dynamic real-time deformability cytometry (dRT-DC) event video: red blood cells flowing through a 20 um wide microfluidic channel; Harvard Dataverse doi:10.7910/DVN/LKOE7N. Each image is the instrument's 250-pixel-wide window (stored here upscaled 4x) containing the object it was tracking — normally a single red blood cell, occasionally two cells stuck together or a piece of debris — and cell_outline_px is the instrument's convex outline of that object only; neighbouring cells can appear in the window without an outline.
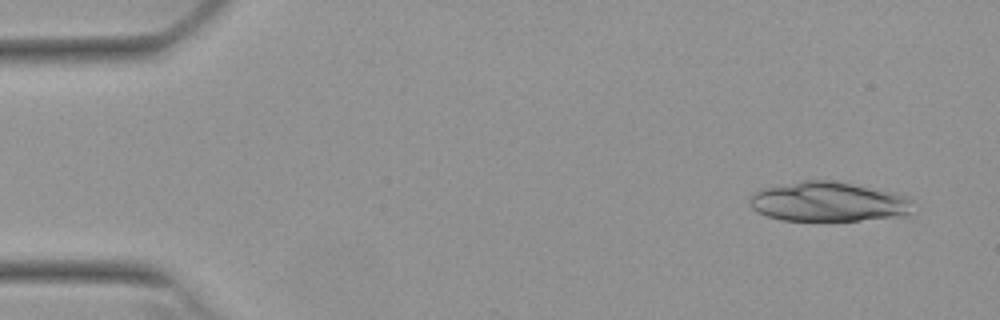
{"species": "Egyptian fruit bat (a non-hibernating species)", "species_latin": "Rousettus aegyptiacus", "temperature_condition": "warm", "stored_images_in_passage": 6, "camera_frame_rate_fps": 3000, "um_per_image_px": 0.085, "animal": {"sex": "female"}, "frame": {"image": 1, "passage_image": 3, "time_ms": 0.667, "image_size_px": [1000, 320], "cell_outline_px": [[916, 200], [912, 216], [860, 220], [780, 220], [756, 212], [752, 208], [748, 200], [752, 192], [764, 188], [804, 180], [832, 180], [876, 188], [896, 192], [912, 196]], "centroid_in_image_um": [70.55, 17.15], "position_along_channel_um": 14.5, "area_um2": 38.67}}